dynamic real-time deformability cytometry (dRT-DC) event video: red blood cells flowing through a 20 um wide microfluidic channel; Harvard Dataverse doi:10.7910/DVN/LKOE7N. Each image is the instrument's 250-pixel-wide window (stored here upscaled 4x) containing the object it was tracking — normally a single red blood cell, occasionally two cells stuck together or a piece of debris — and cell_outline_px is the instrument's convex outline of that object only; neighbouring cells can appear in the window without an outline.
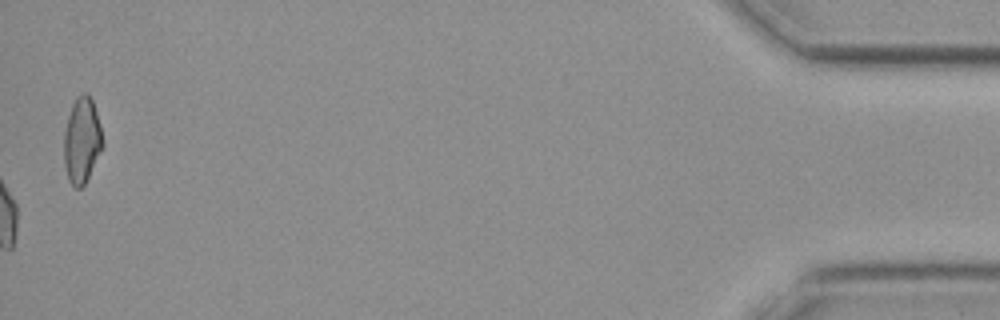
{"species": "common noctule bat (a hibernating species)", "species_latin": "Nyctalus noctula", "temperature_condition": "cold", "stored_images_in_passage": 42, "camera_frame_rate_fps": 3000, "um_per_image_px": 0.085, "animal": {"sex": "female", "body_mass_g": 19.3, "forearm_length_mm": 54.1}, "frame": {"image": 1, "passage_image": 42, "time_ms": 13.667, "image_size_px": [1000, 320], "cell_outline_px": [[104, 148], [84, 184], [80, 188], [76, 188], [68, 180], [64, 164], [64, 132], [68, 116], [72, 104], [76, 96], [84, 92], [88, 92], [92, 100], [100, 124], [104, 140]], "centroid_in_image_um": [6.97, 11.92], "position_along_channel_um": 428.2, "area_um2": 19.59}, "authors_computed_cell_mechanics": {"area_um2": 17.3978, "velocity_mm_per_s": 3.7322, "shape_relaxation_time_tau1_ms": null, "shape_relaxation_time_tau2_ms": 2.2372, "deformation_change_tau1": null, "deformation_change_tau2": 0.0601}}